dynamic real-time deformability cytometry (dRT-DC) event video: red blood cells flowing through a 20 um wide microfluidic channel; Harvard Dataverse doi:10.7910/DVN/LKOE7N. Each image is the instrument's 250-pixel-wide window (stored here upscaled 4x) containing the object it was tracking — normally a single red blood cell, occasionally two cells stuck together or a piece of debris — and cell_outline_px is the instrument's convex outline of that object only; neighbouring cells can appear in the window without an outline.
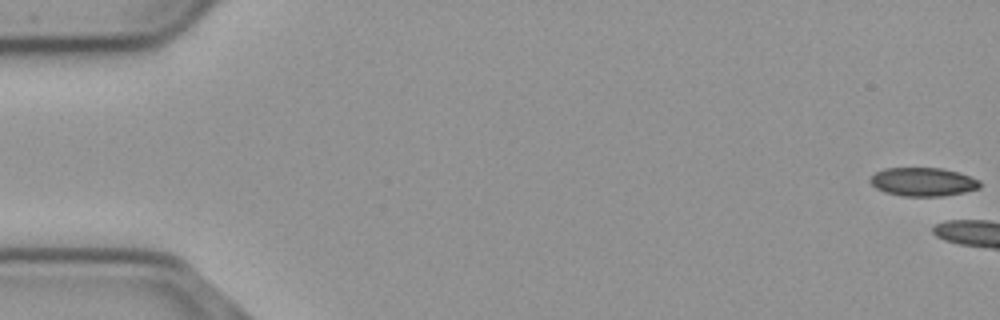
{"species": "common noctule bat (a hibernating species)", "species_latin": "Nyctalus noctula", "temperature_condition": "cold", "stored_images_in_passage": 7, "camera_frame_rate_fps": 3000, "um_per_image_px": 0.085, "animal": {"sex": "male", "body_mass_g": 23.1, "forearm_length_mm": 52.7}, "frame": {"image": 1, "passage_image": 1, "time_ms": 0.0, "image_size_px": [1000, 320], "cell_outline_px": [[980, 188], [964, 192], [940, 196], [904, 196], [884, 192], [876, 188], [868, 180], [876, 172], [884, 168], [944, 168], [960, 172], [980, 180]], "centroid_in_image_um": [78.46, 15.45], "position_along_channel_um": 6.5, "area_um2": 18.32}}